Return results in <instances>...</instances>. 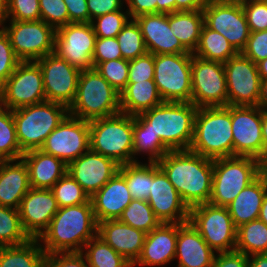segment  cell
I'll return each mask as SVG.
<instances>
[{
  "mask_svg": "<svg viewBox=\"0 0 267 267\" xmlns=\"http://www.w3.org/2000/svg\"><path fill=\"white\" fill-rule=\"evenodd\" d=\"M157 165L190 209L209 203L212 192L213 160L191 150H170Z\"/></svg>",
  "mask_w": 267,
  "mask_h": 267,
  "instance_id": "cell-1",
  "label": "cell"
},
{
  "mask_svg": "<svg viewBox=\"0 0 267 267\" xmlns=\"http://www.w3.org/2000/svg\"><path fill=\"white\" fill-rule=\"evenodd\" d=\"M91 200L85 204L61 207L48 228L38 238L46 254L82 252L84 245L97 235Z\"/></svg>",
  "mask_w": 267,
  "mask_h": 267,
  "instance_id": "cell-2",
  "label": "cell"
},
{
  "mask_svg": "<svg viewBox=\"0 0 267 267\" xmlns=\"http://www.w3.org/2000/svg\"><path fill=\"white\" fill-rule=\"evenodd\" d=\"M231 105L199 107L189 150L212 160L233 156Z\"/></svg>",
  "mask_w": 267,
  "mask_h": 267,
  "instance_id": "cell-3",
  "label": "cell"
},
{
  "mask_svg": "<svg viewBox=\"0 0 267 267\" xmlns=\"http://www.w3.org/2000/svg\"><path fill=\"white\" fill-rule=\"evenodd\" d=\"M198 107L191 102H162L141 116L170 150H188Z\"/></svg>",
  "mask_w": 267,
  "mask_h": 267,
  "instance_id": "cell-4",
  "label": "cell"
},
{
  "mask_svg": "<svg viewBox=\"0 0 267 267\" xmlns=\"http://www.w3.org/2000/svg\"><path fill=\"white\" fill-rule=\"evenodd\" d=\"M68 111L69 115L87 121L114 116L121 112L120 93L95 68L81 70L76 96Z\"/></svg>",
  "mask_w": 267,
  "mask_h": 267,
  "instance_id": "cell-5",
  "label": "cell"
},
{
  "mask_svg": "<svg viewBox=\"0 0 267 267\" xmlns=\"http://www.w3.org/2000/svg\"><path fill=\"white\" fill-rule=\"evenodd\" d=\"M90 150L119 165L133 163V116L118 113L89 121Z\"/></svg>",
  "mask_w": 267,
  "mask_h": 267,
  "instance_id": "cell-6",
  "label": "cell"
},
{
  "mask_svg": "<svg viewBox=\"0 0 267 267\" xmlns=\"http://www.w3.org/2000/svg\"><path fill=\"white\" fill-rule=\"evenodd\" d=\"M69 114L62 104L44 101L13 110L16 136L23 153L40 149L47 136Z\"/></svg>",
  "mask_w": 267,
  "mask_h": 267,
  "instance_id": "cell-7",
  "label": "cell"
},
{
  "mask_svg": "<svg viewBox=\"0 0 267 267\" xmlns=\"http://www.w3.org/2000/svg\"><path fill=\"white\" fill-rule=\"evenodd\" d=\"M260 176V160L231 156L213 160L212 192L209 203L227 207L236 196Z\"/></svg>",
  "mask_w": 267,
  "mask_h": 267,
  "instance_id": "cell-8",
  "label": "cell"
},
{
  "mask_svg": "<svg viewBox=\"0 0 267 267\" xmlns=\"http://www.w3.org/2000/svg\"><path fill=\"white\" fill-rule=\"evenodd\" d=\"M192 55H154V82L164 102H191Z\"/></svg>",
  "mask_w": 267,
  "mask_h": 267,
  "instance_id": "cell-9",
  "label": "cell"
},
{
  "mask_svg": "<svg viewBox=\"0 0 267 267\" xmlns=\"http://www.w3.org/2000/svg\"><path fill=\"white\" fill-rule=\"evenodd\" d=\"M208 246L216 253L236 248V233L227 207L203 203L189 209V220Z\"/></svg>",
  "mask_w": 267,
  "mask_h": 267,
  "instance_id": "cell-10",
  "label": "cell"
},
{
  "mask_svg": "<svg viewBox=\"0 0 267 267\" xmlns=\"http://www.w3.org/2000/svg\"><path fill=\"white\" fill-rule=\"evenodd\" d=\"M6 21L0 26L7 33L16 56L21 61H36L54 52L56 30L44 21Z\"/></svg>",
  "mask_w": 267,
  "mask_h": 267,
  "instance_id": "cell-11",
  "label": "cell"
},
{
  "mask_svg": "<svg viewBox=\"0 0 267 267\" xmlns=\"http://www.w3.org/2000/svg\"><path fill=\"white\" fill-rule=\"evenodd\" d=\"M191 103L196 107L227 106L224 63L192 55Z\"/></svg>",
  "mask_w": 267,
  "mask_h": 267,
  "instance_id": "cell-12",
  "label": "cell"
},
{
  "mask_svg": "<svg viewBox=\"0 0 267 267\" xmlns=\"http://www.w3.org/2000/svg\"><path fill=\"white\" fill-rule=\"evenodd\" d=\"M2 106L11 110L46 101L43 75L36 61H21L1 87Z\"/></svg>",
  "mask_w": 267,
  "mask_h": 267,
  "instance_id": "cell-13",
  "label": "cell"
},
{
  "mask_svg": "<svg viewBox=\"0 0 267 267\" xmlns=\"http://www.w3.org/2000/svg\"><path fill=\"white\" fill-rule=\"evenodd\" d=\"M202 12L204 24L223 35L241 53L250 36L242 4L207 0Z\"/></svg>",
  "mask_w": 267,
  "mask_h": 267,
  "instance_id": "cell-14",
  "label": "cell"
},
{
  "mask_svg": "<svg viewBox=\"0 0 267 267\" xmlns=\"http://www.w3.org/2000/svg\"><path fill=\"white\" fill-rule=\"evenodd\" d=\"M227 84V105L257 106L261 78L257 64L242 53L224 63Z\"/></svg>",
  "mask_w": 267,
  "mask_h": 267,
  "instance_id": "cell-15",
  "label": "cell"
},
{
  "mask_svg": "<svg viewBox=\"0 0 267 267\" xmlns=\"http://www.w3.org/2000/svg\"><path fill=\"white\" fill-rule=\"evenodd\" d=\"M89 121L67 115L46 138L40 148L66 165L90 149Z\"/></svg>",
  "mask_w": 267,
  "mask_h": 267,
  "instance_id": "cell-16",
  "label": "cell"
},
{
  "mask_svg": "<svg viewBox=\"0 0 267 267\" xmlns=\"http://www.w3.org/2000/svg\"><path fill=\"white\" fill-rule=\"evenodd\" d=\"M36 62L42 71L46 101L69 108L76 96L81 70L70 65L55 52L47 54Z\"/></svg>",
  "mask_w": 267,
  "mask_h": 267,
  "instance_id": "cell-17",
  "label": "cell"
},
{
  "mask_svg": "<svg viewBox=\"0 0 267 267\" xmlns=\"http://www.w3.org/2000/svg\"><path fill=\"white\" fill-rule=\"evenodd\" d=\"M95 40L91 23H69L56 29L54 52L80 70L92 69Z\"/></svg>",
  "mask_w": 267,
  "mask_h": 267,
  "instance_id": "cell-18",
  "label": "cell"
},
{
  "mask_svg": "<svg viewBox=\"0 0 267 267\" xmlns=\"http://www.w3.org/2000/svg\"><path fill=\"white\" fill-rule=\"evenodd\" d=\"M233 156L260 160L264 155L262 109L258 106L231 105Z\"/></svg>",
  "mask_w": 267,
  "mask_h": 267,
  "instance_id": "cell-19",
  "label": "cell"
},
{
  "mask_svg": "<svg viewBox=\"0 0 267 267\" xmlns=\"http://www.w3.org/2000/svg\"><path fill=\"white\" fill-rule=\"evenodd\" d=\"M148 204L160 223H185L189 208L157 163L151 162V190Z\"/></svg>",
  "mask_w": 267,
  "mask_h": 267,
  "instance_id": "cell-20",
  "label": "cell"
},
{
  "mask_svg": "<svg viewBox=\"0 0 267 267\" xmlns=\"http://www.w3.org/2000/svg\"><path fill=\"white\" fill-rule=\"evenodd\" d=\"M119 167L112 158L89 149L67 165V173L91 197L119 171Z\"/></svg>",
  "mask_w": 267,
  "mask_h": 267,
  "instance_id": "cell-21",
  "label": "cell"
},
{
  "mask_svg": "<svg viewBox=\"0 0 267 267\" xmlns=\"http://www.w3.org/2000/svg\"><path fill=\"white\" fill-rule=\"evenodd\" d=\"M59 210L50 189L30 188L22 198L18 211L23 229L31 239H38Z\"/></svg>",
  "mask_w": 267,
  "mask_h": 267,
  "instance_id": "cell-22",
  "label": "cell"
},
{
  "mask_svg": "<svg viewBox=\"0 0 267 267\" xmlns=\"http://www.w3.org/2000/svg\"><path fill=\"white\" fill-rule=\"evenodd\" d=\"M134 19L141 29L149 53L153 55L189 53L172 33L168 14H143Z\"/></svg>",
  "mask_w": 267,
  "mask_h": 267,
  "instance_id": "cell-23",
  "label": "cell"
},
{
  "mask_svg": "<svg viewBox=\"0 0 267 267\" xmlns=\"http://www.w3.org/2000/svg\"><path fill=\"white\" fill-rule=\"evenodd\" d=\"M177 223H160L146 234L142 252L132 267L164 266L175 260Z\"/></svg>",
  "mask_w": 267,
  "mask_h": 267,
  "instance_id": "cell-24",
  "label": "cell"
},
{
  "mask_svg": "<svg viewBox=\"0 0 267 267\" xmlns=\"http://www.w3.org/2000/svg\"><path fill=\"white\" fill-rule=\"evenodd\" d=\"M90 200L96 222L99 223L119 219L133 198L125 178L117 172Z\"/></svg>",
  "mask_w": 267,
  "mask_h": 267,
  "instance_id": "cell-25",
  "label": "cell"
},
{
  "mask_svg": "<svg viewBox=\"0 0 267 267\" xmlns=\"http://www.w3.org/2000/svg\"><path fill=\"white\" fill-rule=\"evenodd\" d=\"M146 234L118 219L98 223L97 235L132 265L140 257Z\"/></svg>",
  "mask_w": 267,
  "mask_h": 267,
  "instance_id": "cell-26",
  "label": "cell"
},
{
  "mask_svg": "<svg viewBox=\"0 0 267 267\" xmlns=\"http://www.w3.org/2000/svg\"><path fill=\"white\" fill-rule=\"evenodd\" d=\"M215 255L189 221L177 223L175 258L179 259L178 267H211Z\"/></svg>",
  "mask_w": 267,
  "mask_h": 267,
  "instance_id": "cell-27",
  "label": "cell"
},
{
  "mask_svg": "<svg viewBox=\"0 0 267 267\" xmlns=\"http://www.w3.org/2000/svg\"><path fill=\"white\" fill-rule=\"evenodd\" d=\"M30 188L28 167L22 158L0 160L1 206L18 209Z\"/></svg>",
  "mask_w": 267,
  "mask_h": 267,
  "instance_id": "cell-28",
  "label": "cell"
},
{
  "mask_svg": "<svg viewBox=\"0 0 267 267\" xmlns=\"http://www.w3.org/2000/svg\"><path fill=\"white\" fill-rule=\"evenodd\" d=\"M22 159L28 167L32 188L51 189L67 173V165L62 160L40 149L23 153Z\"/></svg>",
  "mask_w": 267,
  "mask_h": 267,
  "instance_id": "cell-29",
  "label": "cell"
},
{
  "mask_svg": "<svg viewBox=\"0 0 267 267\" xmlns=\"http://www.w3.org/2000/svg\"><path fill=\"white\" fill-rule=\"evenodd\" d=\"M266 193L267 182L260 175L227 206L236 228L258 219Z\"/></svg>",
  "mask_w": 267,
  "mask_h": 267,
  "instance_id": "cell-30",
  "label": "cell"
},
{
  "mask_svg": "<svg viewBox=\"0 0 267 267\" xmlns=\"http://www.w3.org/2000/svg\"><path fill=\"white\" fill-rule=\"evenodd\" d=\"M162 102L164 101L154 80L127 83L120 93L121 113L131 116L141 115Z\"/></svg>",
  "mask_w": 267,
  "mask_h": 267,
  "instance_id": "cell-31",
  "label": "cell"
},
{
  "mask_svg": "<svg viewBox=\"0 0 267 267\" xmlns=\"http://www.w3.org/2000/svg\"><path fill=\"white\" fill-rule=\"evenodd\" d=\"M168 22L172 33L179 39L182 46L188 52L194 53L204 24L202 10L169 13Z\"/></svg>",
  "mask_w": 267,
  "mask_h": 267,
  "instance_id": "cell-32",
  "label": "cell"
},
{
  "mask_svg": "<svg viewBox=\"0 0 267 267\" xmlns=\"http://www.w3.org/2000/svg\"><path fill=\"white\" fill-rule=\"evenodd\" d=\"M170 149L155 135L141 115L133 116V162L135 155L148 153V161L157 163Z\"/></svg>",
  "mask_w": 267,
  "mask_h": 267,
  "instance_id": "cell-33",
  "label": "cell"
},
{
  "mask_svg": "<svg viewBox=\"0 0 267 267\" xmlns=\"http://www.w3.org/2000/svg\"><path fill=\"white\" fill-rule=\"evenodd\" d=\"M46 253L38 239L16 246L0 247V267H41Z\"/></svg>",
  "mask_w": 267,
  "mask_h": 267,
  "instance_id": "cell-34",
  "label": "cell"
},
{
  "mask_svg": "<svg viewBox=\"0 0 267 267\" xmlns=\"http://www.w3.org/2000/svg\"><path fill=\"white\" fill-rule=\"evenodd\" d=\"M237 54L238 52L223 35L203 24L199 43L193 55L225 63Z\"/></svg>",
  "mask_w": 267,
  "mask_h": 267,
  "instance_id": "cell-35",
  "label": "cell"
},
{
  "mask_svg": "<svg viewBox=\"0 0 267 267\" xmlns=\"http://www.w3.org/2000/svg\"><path fill=\"white\" fill-rule=\"evenodd\" d=\"M235 250L246 256L267 253V225L256 219L238 227Z\"/></svg>",
  "mask_w": 267,
  "mask_h": 267,
  "instance_id": "cell-36",
  "label": "cell"
},
{
  "mask_svg": "<svg viewBox=\"0 0 267 267\" xmlns=\"http://www.w3.org/2000/svg\"><path fill=\"white\" fill-rule=\"evenodd\" d=\"M88 267H132V264L118 254L101 237L96 235L83 247ZM85 251V252H84Z\"/></svg>",
  "mask_w": 267,
  "mask_h": 267,
  "instance_id": "cell-37",
  "label": "cell"
},
{
  "mask_svg": "<svg viewBox=\"0 0 267 267\" xmlns=\"http://www.w3.org/2000/svg\"><path fill=\"white\" fill-rule=\"evenodd\" d=\"M118 172L125 178L132 198L147 201L151 190V162L122 164Z\"/></svg>",
  "mask_w": 267,
  "mask_h": 267,
  "instance_id": "cell-38",
  "label": "cell"
},
{
  "mask_svg": "<svg viewBox=\"0 0 267 267\" xmlns=\"http://www.w3.org/2000/svg\"><path fill=\"white\" fill-rule=\"evenodd\" d=\"M30 239L23 229L18 209L0 205V247L21 245Z\"/></svg>",
  "mask_w": 267,
  "mask_h": 267,
  "instance_id": "cell-39",
  "label": "cell"
},
{
  "mask_svg": "<svg viewBox=\"0 0 267 267\" xmlns=\"http://www.w3.org/2000/svg\"><path fill=\"white\" fill-rule=\"evenodd\" d=\"M23 152L20 149L16 127L13 119V110L0 107V160L21 159Z\"/></svg>",
  "mask_w": 267,
  "mask_h": 267,
  "instance_id": "cell-40",
  "label": "cell"
},
{
  "mask_svg": "<svg viewBox=\"0 0 267 267\" xmlns=\"http://www.w3.org/2000/svg\"><path fill=\"white\" fill-rule=\"evenodd\" d=\"M118 220L145 233H149L160 224L148 202L138 199L131 201Z\"/></svg>",
  "mask_w": 267,
  "mask_h": 267,
  "instance_id": "cell-41",
  "label": "cell"
},
{
  "mask_svg": "<svg viewBox=\"0 0 267 267\" xmlns=\"http://www.w3.org/2000/svg\"><path fill=\"white\" fill-rule=\"evenodd\" d=\"M116 38L123 59L132 60L148 52L141 29L135 19H129Z\"/></svg>",
  "mask_w": 267,
  "mask_h": 267,
  "instance_id": "cell-42",
  "label": "cell"
},
{
  "mask_svg": "<svg viewBox=\"0 0 267 267\" xmlns=\"http://www.w3.org/2000/svg\"><path fill=\"white\" fill-rule=\"evenodd\" d=\"M50 190L59 208L85 204L90 200V196L68 173L61 177Z\"/></svg>",
  "mask_w": 267,
  "mask_h": 267,
  "instance_id": "cell-43",
  "label": "cell"
},
{
  "mask_svg": "<svg viewBox=\"0 0 267 267\" xmlns=\"http://www.w3.org/2000/svg\"><path fill=\"white\" fill-rule=\"evenodd\" d=\"M99 74L119 93L128 82L129 60L120 58L96 64Z\"/></svg>",
  "mask_w": 267,
  "mask_h": 267,
  "instance_id": "cell-44",
  "label": "cell"
},
{
  "mask_svg": "<svg viewBox=\"0 0 267 267\" xmlns=\"http://www.w3.org/2000/svg\"><path fill=\"white\" fill-rule=\"evenodd\" d=\"M130 19L129 13L123 11V8L118 11L109 12L91 20V25L96 34V37L108 38L116 37L122 30L123 26Z\"/></svg>",
  "mask_w": 267,
  "mask_h": 267,
  "instance_id": "cell-45",
  "label": "cell"
},
{
  "mask_svg": "<svg viewBox=\"0 0 267 267\" xmlns=\"http://www.w3.org/2000/svg\"><path fill=\"white\" fill-rule=\"evenodd\" d=\"M40 19L55 30L69 23V14L63 0H39Z\"/></svg>",
  "mask_w": 267,
  "mask_h": 267,
  "instance_id": "cell-46",
  "label": "cell"
},
{
  "mask_svg": "<svg viewBox=\"0 0 267 267\" xmlns=\"http://www.w3.org/2000/svg\"><path fill=\"white\" fill-rule=\"evenodd\" d=\"M40 20L39 0H7L6 21Z\"/></svg>",
  "mask_w": 267,
  "mask_h": 267,
  "instance_id": "cell-47",
  "label": "cell"
},
{
  "mask_svg": "<svg viewBox=\"0 0 267 267\" xmlns=\"http://www.w3.org/2000/svg\"><path fill=\"white\" fill-rule=\"evenodd\" d=\"M21 60L16 56L7 33L0 27V87L14 72Z\"/></svg>",
  "mask_w": 267,
  "mask_h": 267,
  "instance_id": "cell-48",
  "label": "cell"
},
{
  "mask_svg": "<svg viewBox=\"0 0 267 267\" xmlns=\"http://www.w3.org/2000/svg\"><path fill=\"white\" fill-rule=\"evenodd\" d=\"M144 80H154V55L149 52L129 60L127 83H137Z\"/></svg>",
  "mask_w": 267,
  "mask_h": 267,
  "instance_id": "cell-49",
  "label": "cell"
},
{
  "mask_svg": "<svg viewBox=\"0 0 267 267\" xmlns=\"http://www.w3.org/2000/svg\"><path fill=\"white\" fill-rule=\"evenodd\" d=\"M241 4L250 32L267 30V2L246 1Z\"/></svg>",
  "mask_w": 267,
  "mask_h": 267,
  "instance_id": "cell-50",
  "label": "cell"
},
{
  "mask_svg": "<svg viewBox=\"0 0 267 267\" xmlns=\"http://www.w3.org/2000/svg\"><path fill=\"white\" fill-rule=\"evenodd\" d=\"M120 58H122V54L116 37H96L93 53V67L104 61Z\"/></svg>",
  "mask_w": 267,
  "mask_h": 267,
  "instance_id": "cell-51",
  "label": "cell"
},
{
  "mask_svg": "<svg viewBox=\"0 0 267 267\" xmlns=\"http://www.w3.org/2000/svg\"><path fill=\"white\" fill-rule=\"evenodd\" d=\"M255 64L267 58V30L250 32L246 47L241 52Z\"/></svg>",
  "mask_w": 267,
  "mask_h": 267,
  "instance_id": "cell-52",
  "label": "cell"
},
{
  "mask_svg": "<svg viewBox=\"0 0 267 267\" xmlns=\"http://www.w3.org/2000/svg\"><path fill=\"white\" fill-rule=\"evenodd\" d=\"M41 267H88L81 252H57L46 254Z\"/></svg>",
  "mask_w": 267,
  "mask_h": 267,
  "instance_id": "cell-53",
  "label": "cell"
},
{
  "mask_svg": "<svg viewBox=\"0 0 267 267\" xmlns=\"http://www.w3.org/2000/svg\"><path fill=\"white\" fill-rule=\"evenodd\" d=\"M89 11V23L98 16L121 10L125 0H86Z\"/></svg>",
  "mask_w": 267,
  "mask_h": 267,
  "instance_id": "cell-54",
  "label": "cell"
},
{
  "mask_svg": "<svg viewBox=\"0 0 267 267\" xmlns=\"http://www.w3.org/2000/svg\"><path fill=\"white\" fill-rule=\"evenodd\" d=\"M211 267H248V256L239 251L216 254Z\"/></svg>",
  "mask_w": 267,
  "mask_h": 267,
  "instance_id": "cell-55",
  "label": "cell"
},
{
  "mask_svg": "<svg viewBox=\"0 0 267 267\" xmlns=\"http://www.w3.org/2000/svg\"><path fill=\"white\" fill-rule=\"evenodd\" d=\"M66 4L71 23H89V11L86 0H63Z\"/></svg>",
  "mask_w": 267,
  "mask_h": 267,
  "instance_id": "cell-56",
  "label": "cell"
},
{
  "mask_svg": "<svg viewBox=\"0 0 267 267\" xmlns=\"http://www.w3.org/2000/svg\"><path fill=\"white\" fill-rule=\"evenodd\" d=\"M157 0H125L130 19L143 14H157Z\"/></svg>",
  "mask_w": 267,
  "mask_h": 267,
  "instance_id": "cell-57",
  "label": "cell"
},
{
  "mask_svg": "<svg viewBox=\"0 0 267 267\" xmlns=\"http://www.w3.org/2000/svg\"><path fill=\"white\" fill-rule=\"evenodd\" d=\"M207 0H175L176 11L203 10Z\"/></svg>",
  "mask_w": 267,
  "mask_h": 267,
  "instance_id": "cell-58",
  "label": "cell"
},
{
  "mask_svg": "<svg viewBox=\"0 0 267 267\" xmlns=\"http://www.w3.org/2000/svg\"><path fill=\"white\" fill-rule=\"evenodd\" d=\"M248 267H267V253L248 256Z\"/></svg>",
  "mask_w": 267,
  "mask_h": 267,
  "instance_id": "cell-59",
  "label": "cell"
},
{
  "mask_svg": "<svg viewBox=\"0 0 267 267\" xmlns=\"http://www.w3.org/2000/svg\"><path fill=\"white\" fill-rule=\"evenodd\" d=\"M157 13H173L175 12V0H157Z\"/></svg>",
  "mask_w": 267,
  "mask_h": 267,
  "instance_id": "cell-60",
  "label": "cell"
},
{
  "mask_svg": "<svg viewBox=\"0 0 267 267\" xmlns=\"http://www.w3.org/2000/svg\"><path fill=\"white\" fill-rule=\"evenodd\" d=\"M257 106L267 111V79L261 80L260 96Z\"/></svg>",
  "mask_w": 267,
  "mask_h": 267,
  "instance_id": "cell-61",
  "label": "cell"
},
{
  "mask_svg": "<svg viewBox=\"0 0 267 267\" xmlns=\"http://www.w3.org/2000/svg\"><path fill=\"white\" fill-rule=\"evenodd\" d=\"M262 139L264 154H267V111L262 110Z\"/></svg>",
  "mask_w": 267,
  "mask_h": 267,
  "instance_id": "cell-62",
  "label": "cell"
},
{
  "mask_svg": "<svg viewBox=\"0 0 267 267\" xmlns=\"http://www.w3.org/2000/svg\"><path fill=\"white\" fill-rule=\"evenodd\" d=\"M258 72L261 80L267 79V58L257 63Z\"/></svg>",
  "mask_w": 267,
  "mask_h": 267,
  "instance_id": "cell-63",
  "label": "cell"
},
{
  "mask_svg": "<svg viewBox=\"0 0 267 267\" xmlns=\"http://www.w3.org/2000/svg\"><path fill=\"white\" fill-rule=\"evenodd\" d=\"M258 219L267 225V193L263 199Z\"/></svg>",
  "mask_w": 267,
  "mask_h": 267,
  "instance_id": "cell-64",
  "label": "cell"
},
{
  "mask_svg": "<svg viewBox=\"0 0 267 267\" xmlns=\"http://www.w3.org/2000/svg\"><path fill=\"white\" fill-rule=\"evenodd\" d=\"M260 175L267 182V154H264L260 159Z\"/></svg>",
  "mask_w": 267,
  "mask_h": 267,
  "instance_id": "cell-65",
  "label": "cell"
},
{
  "mask_svg": "<svg viewBox=\"0 0 267 267\" xmlns=\"http://www.w3.org/2000/svg\"><path fill=\"white\" fill-rule=\"evenodd\" d=\"M7 0H0V25L6 21Z\"/></svg>",
  "mask_w": 267,
  "mask_h": 267,
  "instance_id": "cell-66",
  "label": "cell"
},
{
  "mask_svg": "<svg viewBox=\"0 0 267 267\" xmlns=\"http://www.w3.org/2000/svg\"><path fill=\"white\" fill-rule=\"evenodd\" d=\"M219 1H222V2H232V3H243V2H246L248 0H219Z\"/></svg>",
  "mask_w": 267,
  "mask_h": 267,
  "instance_id": "cell-67",
  "label": "cell"
},
{
  "mask_svg": "<svg viewBox=\"0 0 267 267\" xmlns=\"http://www.w3.org/2000/svg\"><path fill=\"white\" fill-rule=\"evenodd\" d=\"M2 106V94H1V87H0V107Z\"/></svg>",
  "mask_w": 267,
  "mask_h": 267,
  "instance_id": "cell-68",
  "label": "cell"
},
{
  "mask_svg": "<svg viewBox=\"0 0 267 267\" xmlns=\"http://www.w3.org/2000/svg\"><path fill=\"white\" fill-rule=\"evenodd\" d=\"M248 1H265V2H267V0H248Z\"/></svg>",
  "mask_w": 267,
  "mask_h": 267,
  "instance_id": "cell-69",
  "label": "cell"
}]
</instances>
